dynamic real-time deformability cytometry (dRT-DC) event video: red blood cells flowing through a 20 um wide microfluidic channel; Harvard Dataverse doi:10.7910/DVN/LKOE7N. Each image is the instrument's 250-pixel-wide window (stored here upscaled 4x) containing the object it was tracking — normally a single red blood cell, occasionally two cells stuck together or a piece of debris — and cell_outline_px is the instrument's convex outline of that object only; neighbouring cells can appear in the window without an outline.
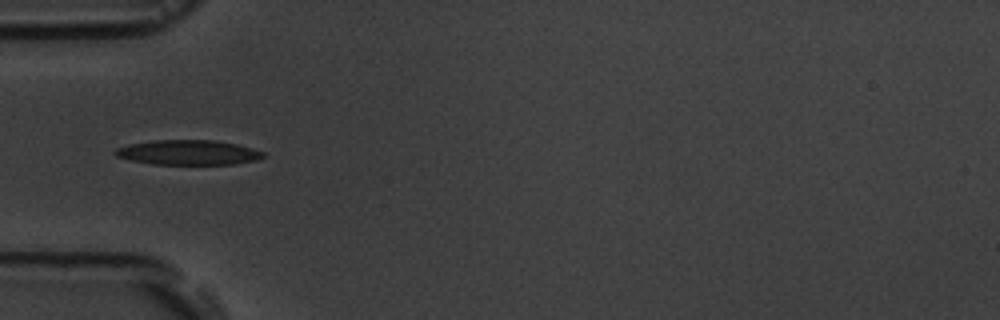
{"species": "common noctule bat (a hibernating species)", "species_latin": "Nyctalus noctula", "temperature_condition": "room temperature", "stored_images_in_passage": 7, "camera_frame_rate_fps": 3000, "um_per_image_px": 0.085, "animal": {"sex": "male", "body_mass_g": 19.5, "forearm_length_mm": 54.6}, "frame": {"image": 1, "passage_image": 5, "time_ms": 4.333, "image_size_px": [1000, 320], "cell_outline_px": [[264, 156], [256, 160], [236, 164], [152, 164], [128, 160], [116, 156], [112, 152], [116, 148], [128, 144], [156, 140], [212, 140], [236, 144], [252, 148], [264, 152]], "centroid_in_image_um": [15.95, 12.96], "position_along_channel_um": 69.0, "area_um2": 21.44}}
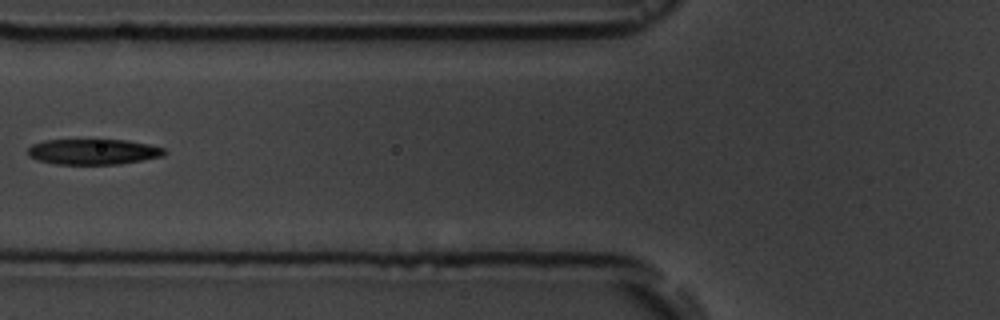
{"frame": {"image": 2, "passage_image": 6, "time_ms": 5.667, "image_size_px": [1000, 320], "cell_outline_px": [[168, 152], [164, 156], [120, 164], [56, 164], [36, 160], [28, 156], [28, 148], [32, 144], [44, 140], [128, 140], [148, 144], [164, 148]], "centroid_in_image_um": [7.93, 12.9], "position_along_channel_um": 117.9, "area_um2": 20.46}}
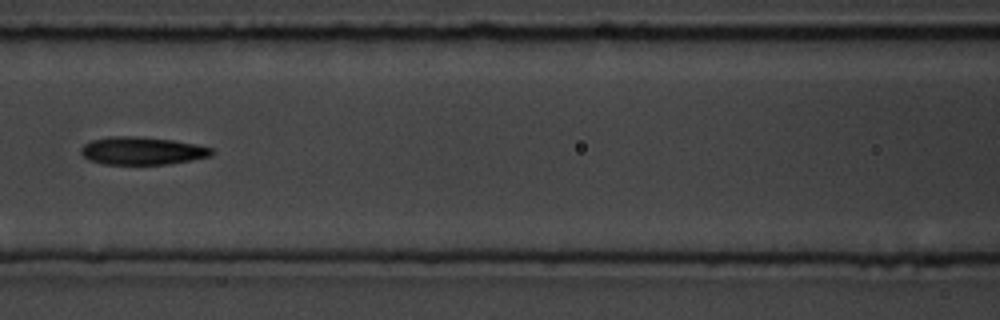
{"frame": {"image": 3, "passage_image": 7, "time_ms": 6.667, "image_size_px": [1000, 320], "cell_outline_px": [[216, 152], [212, 156], [192, 160], [168, 164], [104, 164], [88, 160], [80, 152], [80, 148], [84, 144], [92, 140], [108, 136], [132, 136], [172, 140], [196, 144], [212, 148]], "centroid_in_image_um": [12.09, 12.82], "position_along_channel_um": 154.5, "area_um2": 21.27}}